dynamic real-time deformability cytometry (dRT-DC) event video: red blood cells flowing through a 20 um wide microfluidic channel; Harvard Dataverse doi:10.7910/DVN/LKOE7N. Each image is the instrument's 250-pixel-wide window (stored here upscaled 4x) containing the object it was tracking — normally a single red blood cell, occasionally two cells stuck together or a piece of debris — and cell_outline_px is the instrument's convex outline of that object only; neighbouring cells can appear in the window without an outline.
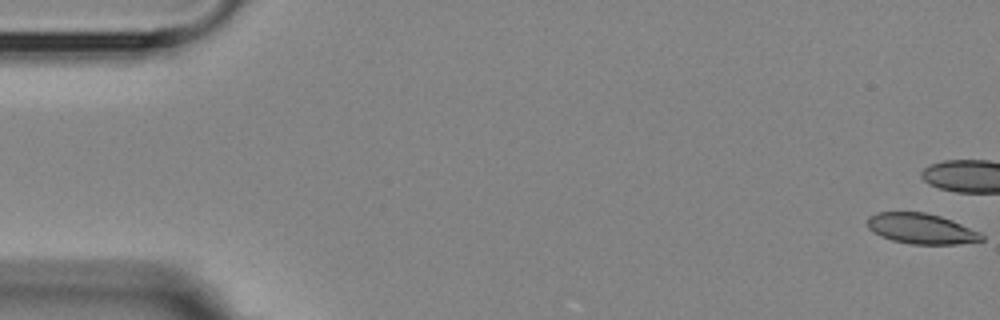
{"species": "Egyptian fruit bat (a non-hibernating species)", "species_latin": "Rousettus aegyptiacus", "temperature_condition": "room temperature", "stored_images_in_passage": 3, "camera_frame_rate_fps": 3000, "um_per_image_px": 0.085, "animal": {"sex": "female"}, "frame": {"image": 1, "passage_image": 1, "time_ms": 0.0, "image_size_px": [1000, 320], "cell_outline_px": [[984, 240], [956, 244], [912, 244], [892, 240], [880, 236], [872, 232], [868, 228], [868, 216], [876, 212], [924, 212], [940, 216], [952, 220], [980, 232], [984, 236]], "centroid_in_image_um": [78.29, 19.43], "position_along_channel_um": 6.7, "area_um2": 20.29}}